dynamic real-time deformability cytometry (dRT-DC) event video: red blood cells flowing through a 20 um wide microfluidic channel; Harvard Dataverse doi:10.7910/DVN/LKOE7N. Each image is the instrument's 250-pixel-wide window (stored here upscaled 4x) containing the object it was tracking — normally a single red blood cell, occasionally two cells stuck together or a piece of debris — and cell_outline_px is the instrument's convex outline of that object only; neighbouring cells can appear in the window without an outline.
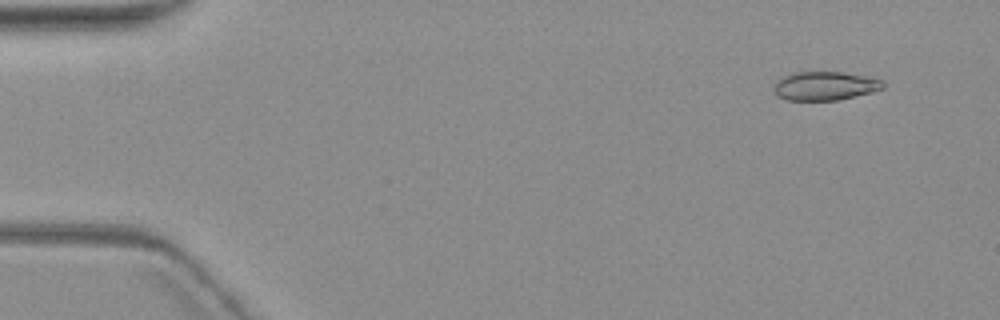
{"species": "common noctule bat (a hibernating species)", "species_latin": "Nyctalus noctula", "temperature_condition": "warm", "stored_images_in_passage": 5, "camera_frame_rate_fps": 3000, "um_per_image_px": 0.085, "animal": {"sex": "female", "body_mass_g": 19.3, "forearm_length_mm": 54.1}, "frame": {"image": 1, "passage_image": 2, "time_ms": 1.0, "image_size_px": [1000, 320], "cell_outline_px": [[884, 88], [872, 92], [836, 100], [788, 100], [776, 96], [776, 80], [784, 76], [796, 72], [840, 72], [868, 76], [880, 80], [884, 84]], "centroid_in_image_um": [70.13, 7.3], "position_along_channel_um": 14.9, "area_um2": 18.03}}